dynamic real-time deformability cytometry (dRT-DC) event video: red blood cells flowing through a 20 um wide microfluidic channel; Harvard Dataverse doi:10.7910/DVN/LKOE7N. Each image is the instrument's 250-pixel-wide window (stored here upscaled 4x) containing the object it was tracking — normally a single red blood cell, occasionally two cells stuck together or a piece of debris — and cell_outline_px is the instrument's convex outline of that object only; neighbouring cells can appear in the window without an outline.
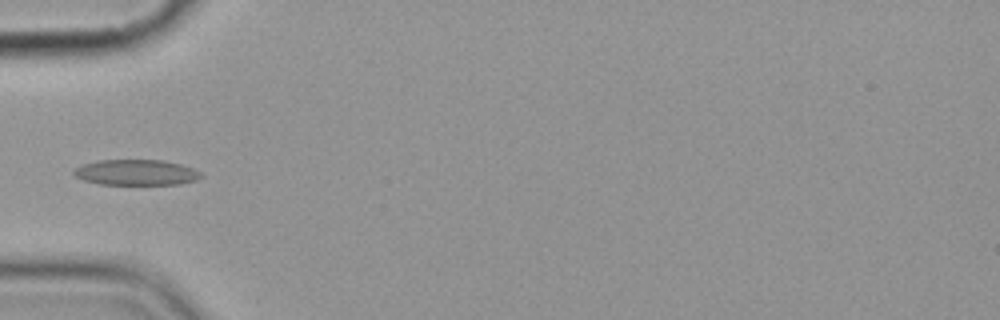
{"species": "common noctule bat (a hibernating species)", "species_latin": "Nyctalus noctula", "temperature_condition": "cold", "stored_images_in_passage": 11, "camera_frame_rate_fps": 3000, "um_per_image_px": 0.085, "animal": {"sex": "female", "body_mass_g": 19.9}, "frame": {"image": 1, "passage_image": 1, "time_ms": 0.0, "image_size_px": [1000, 320], "cell_outline_px": [[204, 176], [196, 180], [180, 184], [100, 184], [84, 180], [76, 176], [72, 172], [72, 168], [84, 164], [100, 160], [160, 160], [180, 164], [192, 168], [200, 172]], "centroid_in_image_um": [11.57, 14.65], "position_along_channel_um": 73.4, "area_um2": 18.9}}
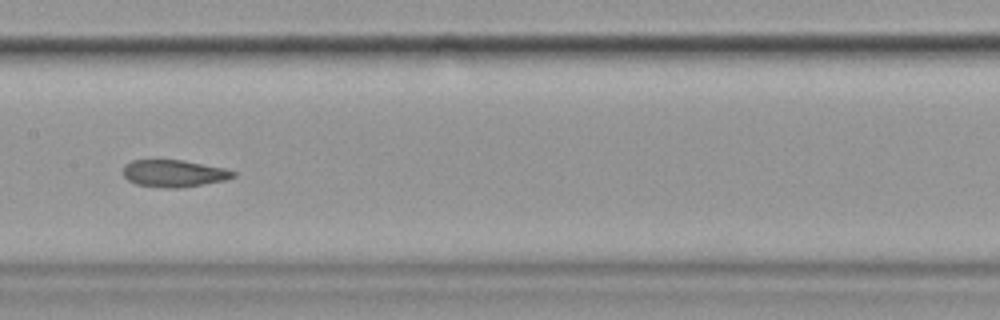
{"frame": {"image": 2, "passage_image": 4, "time_ms": 3.333, "image_size_px": [1000, 320], "cell_outline_px": [[236, 176], [224, 180], [180, 188], [168, 188], [136, 184], [128, 180], [124, 176], [124, 164], [132, 160], [184, 160], [224, 168], [236, 172]], "centroid_in_image_um": [14.78, 14.73], "position_along_channel_um": 192.6, "area_um2": 17.28}}
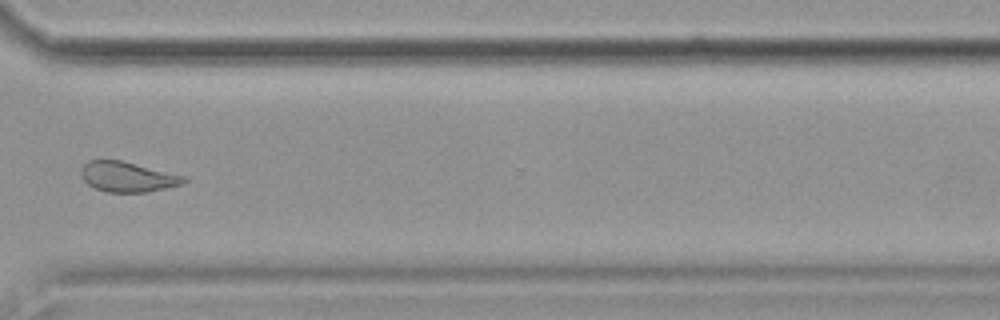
{"frame": {"image": 3, "passage_image": 8, "time_ms": 8.0, "image_size_px": [1000, 320], "cell_outline_px": [[188, 180], [180, 184], [148, 192], [108, 192], [96, 188], [88, 184], [80, 176], [80, 172], [84, 164], [88, 160], [120, 160], [188, 176]], "centroid_in_image_um": [10.85, 15.02], "position_along_channel_um": 359.7, "area_um2": 18.03}, "authors_computed_cell_mechanics": {"area_um2": 18.0336, "velocity_mm_per_s": 3.5788, "shape_relaxation_time_tau1_ms": 5.8986, "shape_relaxation_time_tau2_ms": 1.9684, "deformation_change_tau1": 0.1436, "deformation_change_tau2": 0.0697}}